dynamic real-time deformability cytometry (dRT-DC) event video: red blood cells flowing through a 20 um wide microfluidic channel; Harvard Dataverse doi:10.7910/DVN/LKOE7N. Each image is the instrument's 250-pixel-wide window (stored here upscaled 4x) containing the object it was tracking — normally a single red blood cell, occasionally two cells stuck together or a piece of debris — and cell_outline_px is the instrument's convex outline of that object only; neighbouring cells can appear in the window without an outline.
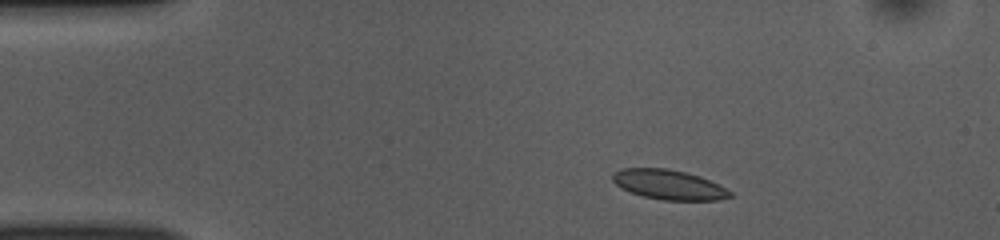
{"species": "common noctule bat (a hibernating species)", "species_latin": "Nyctalus noctula", "temperature_condition": "room temperature", "stored_images_in_passage": 44, "camera_frame_rate_fps": 3000, "um_per_image_px": 0.085, "animal": {"sex": "female", "body_mass_g": 10.0, "forearm_length_mm": 53.1}, "frame": {"image": 1, "passage_image": 1, "time_ms": 0.0, "image_size_px": [1000, 240], "cell_outline_px": [[732, 196], [720, 200], [664, 200], [644, 196], [620, 188], [612, 180], [612, 176], [620, 168], [668, 168], [700, 176], [732, 192]], "centroid_in_image_um": [56.83, 15.69], "position_along_channel_um": 28.2, "area_um2": 20.11}}
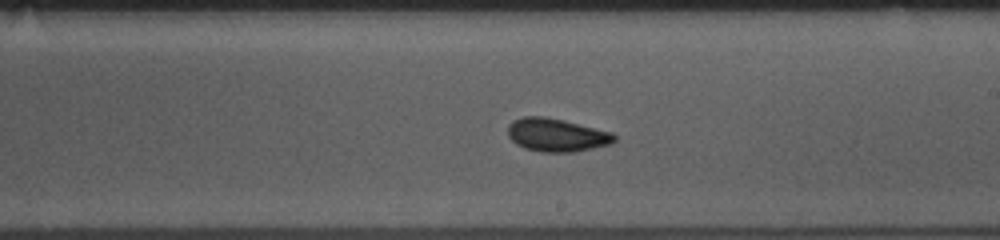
{"frame": {"image": 2, "passage_image": 22, "time_ms": 7.0, "image_size_px": [1000, 240], "cell_outline_px": [[616, 140], [612, 144], [576, 152], [540, 152], [524, 148], [516, 144], [508, 136], [508, 124], [512, 120], [524, 116], [544, 116], [564, 120], [612, 132], [616, 136]], "centroid_in_image_um": [47.31, 11.48], "position_along_channel_um": 241.7, "area_um2": 20.87}}
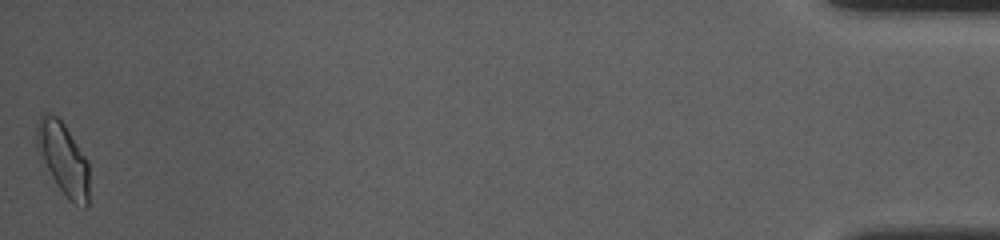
{"frame": {"image": 3, "passage_image": 44, "time_ms": 14.333, "image_size_px": [1000, 240], "cell_outline_px": [[88, 208], [84, 208], [68, 200], [64, 196], [56, 184], [36, 152], [36, 124], [40, 116], [44, 112], [48, 112], [56, 116], [64, 124], [88, 160]], "centroid_in_image_um": [5.34, 13.49], "position_along_channel_um": 429.9, "area_um2": 22.43}, "authors_computed_cell_mechanics": {"area_um2": 19.9699, "velocity_mm_per_s": 3.8411, "shape_relaxation_time_tau1_ms": 5.2917, "shape_relaxation_time_tau2_ms": 1.7274, "deformation_change_tau1": 0.1219, "deformation_change_tau2": 0.0723}}